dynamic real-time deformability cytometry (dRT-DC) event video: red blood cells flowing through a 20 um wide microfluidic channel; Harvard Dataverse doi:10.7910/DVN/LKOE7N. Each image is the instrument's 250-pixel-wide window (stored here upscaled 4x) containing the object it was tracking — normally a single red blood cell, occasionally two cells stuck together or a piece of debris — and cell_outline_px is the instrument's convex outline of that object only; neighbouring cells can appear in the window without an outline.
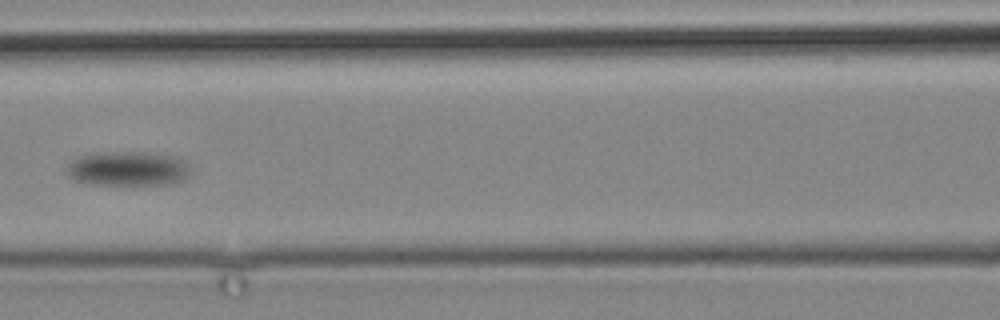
{"species": "common noctule bat (a hibernating species)", "species_latin": "Nyctalus noctula", "temperature_condition": "cold", "stored_images_in_passage": 15, "camera_frame_rate_fps": 3000, "um_per_image_px": 0.085, "animal": {"sex": "male", "body_mass_g": 19.2, "forearm_length_mm": 51.8}, "frame": {"image": 1, "passage_image": 15, "time_ms": 17.667, "image_size_px": [1000, 320], "cell_outline_px": [[188, 176], [184, 180], [172, 184], [84, 184], [72, 180], [64, 172], [68, 164], [72, 160], [80, 156], [108, 152], [136, 152], [172, 156], [180, 160], [184, 164], [188, 172]], "centroid_in_image_um": [10.76, 14.36], "position_along_channel_um": 155.8, "area_um2": 24.57}}